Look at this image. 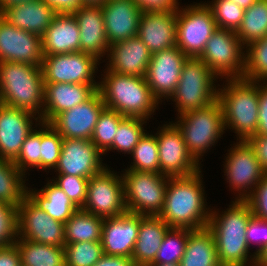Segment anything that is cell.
Here are the masks:
<instances>
[{"mask_svg": "<svg viewBox=\"0 0 267 266\" xmlns=\"http://www.w3.org/2000/svg\"><path fill=\"white\" fill-rule=\"evenodd\" d=\"M105 107L97 91L85 103L57 114L49 124L63 138L91 140L98 117Z\"/></svg>", "mask_w": 267, "mask_h": 266, "instance_id": "cell-19", "label": "cell"}, {"mask_svg": "<svg viewBox=\"0 0 267 266\" xmlns=\"http://www.w3.org/2000/svg\"><path fill=\"white\" fill-rule=\"evenodd\" d=\"M99 61L95 56L83 52L46 55L41 65L44 82L99 84L94 79Z\"/></svg>", "mask_w": 267, "mask_h": 266, "instance_id": "cell-13", "label": "cell"}, {"mask_svg": "<svg viewBox=\"0 0 267 266\" xmlns=\"http://www.w3.org/2000/svg\"><path fill=\"white\" fill-rule=\"evenodd\" d=\"M231 202L222 214L211 209L207 228L213 234L222 266H248L256 263V255L252 253L249 256L250 249L245 237L247 224L253 215L252 209L246 200Z\"/></svg>", "mask_w": 267, "mask_h": 266, "instance_id": "cell-2", "label": "cell"}, {"mask_svg": "<svg viewBox=\"0 0 267 266\" xmlns=\"http://www.w3.org/2000/svg\"><path fill=\"white\" fill-rule=\"evenodd\" d=\"M99 84L45 83L43 118L49 123L57 114L89 100Z\"/></svg>", "mask_w": 267, "mask_h": 266, "instance_id": "cell-26", "label": "cell"}, {"mask_svg": "<svg viewBox=\"0 0 267 266\" xmlns=\"http://www.w3.org/2000/svg\"><path fill=\"white\" fill-rule=\"evenodd\" d=\"M128 212L159 216L165 201L169 176L125 169L121 174Z\"/></svg>", "mask_w": 267, "mask_h": 266, "instance_id": "cell-8", "label": "cell"}, {"mask_svg": "<svg viewBox=\"0 0 267 266\" xmlns=\"http://www.w3.org/2000/svg\"><path fill=\"white\" fill-rule=\"evenodd\" d=\"M246 201L249 203L253 215L267 220V174L264 175Z\"/></svg>", "mask_w": 267, "mask_h": 266, "instance_id": "cell-48", "label": "cell"}, {"mask_svg": "<svg viewBox=\"0 0 267 266\" xmlns=\"http://www.w3.org/2000/svg\"><path fill=\"white\" fill-rule=\"evenodd\" d=\"M140 226V214L125 212L104 218L101 244L103 254L131 258Z\"/></svg>", "mask_w": 267, "mask_h": 266, "instance_id": "cell-21", "label": "cell"}, {"mask_svg": "<svg viewBox=\"0 0 267 266\" xmlns=\"http://www.w3.org/2000/svg\"><path fill=\"white\" fill-rule=\"evenodd\" d=\"M156 135L160 173L169 177L189 176L201 170V165L189 153L178 127L171 121Z\"/></svg>", "mask_w": 267, "mask_h": 266, "instance_id": "cell-14", "label": "cell"}, {"mask_svg": "<svg viewBox=\"0 0 267 266\" xmlns=\"http://www.w3.org/2000/svg\"><path fill=\"white\" fill-rule=\"evenodd\" d=\"M177 116L173 123L180 130L189 153L201 164L204 153L225 133L221 104L217 99L208 106Z\"/></svg>", "mask_w": 267, "mask_h": 266, "instance_id": "cell-6", "label": "cell"}, {"mask_svg": "<svg viewBox=\"0 0 267 266\" xmlns=\"http://www.w3.org/2000/svg\"><path fill=\"white\" fill-rule=\"evenodd\" d=\"M99 82L100 93L106 108L112 109L130 118H142L146 121L154 115L161 104L152 94L145 77L104 71Z\"/></svg>", "mask_w": 267, "mask_h": 266, "instance_id": "cell-3", "label": "cell"}, {"mask_svg": "<svg viewBox=\"0 0 267 266\" xmlns=\"http://www.w3.org/2000/svg\"><path fill=\"white\" fill-rule=\"evenodd\" d=\"M143 11H166L177 9V0H134Z\"/></svg>", "mask_w": 267, "mask_h": 266, "instance_id": "cell-51", "label": "cell"}, {"mask_svg": "<svg viewBox=\"0 0 267 266\" xmlns=\"http://www.w3.org/2000/svg\"><path fill=\"white\" fill-rule=\"evenodd\" d=\"M38 125L41 127V169L46 172L58 164L63 137L49 123Z\"/></svg>", "mask_w": 267, "mask_h": 266, "instance_id": "cell-42", "label": "cell"}, {"mask_svg": "<svg viewBox=\"0 0 267 266\" xmlns=\"http://www.w3.org/2000/svg\"><path fill=\"white\" fill-rule=\"evenodd\" d=\"M103 153L87 139L63 138L57 174L91 178L107 165L103 164Z\"/></svg>", "mask_w": 267, "mask_h": 266, "instance_id": "cell-17", "label": "cell"}, {"mask_svg": "<svg viewBox=\"0 0 267 266\" xmlns=\"http://www.w3.org/2000/svg\"><path fill=\"white\" fill-rule=\"evenodd\" d=\"M193 231L188 228H170L165 234L152 263H180L189 235Z\"/></svg>", "mask_w": 267, "mask_h": 266, "instance_id": "cell-37", "label": "cell"}, {"mask_svg": "<svg viewBox=\"0 0 267 266\" xmlns=\"http://www.w3.org/2000/svg\"><path fill=\"white\" fill-rule=\"evenodd\" d=\"M206 5L212 10L217 28L237 31L244 17V9L230 0H212Z\"/></svg>", "mask_w": 267, "mask_h": 266, "instance_id": "cell-43", "label": "cell"}, {"mask_svg": "<svg viewBox=\"0 0 267 266\" xmlns=\"http://www.w3.org/2000/svg\"><path fill=\"white\" fill-rule=\"evenodd\" d=\"M181 9H180V8ZM217 29L212 10L205 2L177 8L176 46L190 58H198Z\"/></svg>", "mask_w": 267, "mask_h": 266, "instance_id": "cell-10", "label": "cell"}, {"mask_svg": "<svg viewBox=\"0 0 267 266\" xmlns=\"http://www.w3.org/2000/svg\"><path fill=\"white\" fill-rule=\"evenodd\" d=\"M177 9L143 11L137 36L153 54L176 46Z\"/></svg>", "mask_w": 267, "mask_h": 266, "instance_id": "cell-23", "label": "cell"}, {"mask_svg": "<svg viewBox=\"0 0 267 266\" xmlns=\"http://www.w3.org/2000/svg\"><path fill=\"white\" fill-rule=\"evenodd\" d=\"M216 79L218 77L201 59L188 57L183 64L175 92L169 98L176 102L177 114L197 110L216 101Z\"/></svg>", "mask_w": 267, "mask_h": 266, "instance_id": "cell-7", "label": "cell"}, {"mask_svg": "<svg viewBox=\"0 0 267 266\" xmlns=\"http://www.w3.org/2000/svg\"><path fill=\"white\" fill-rule=\"evenodd\" d=\"M247 266V265H246ZM249 266H259L257 263L251 264Z\"/></svg>", "mask_w": 267, "mask_h": 266, "instance_id": "cell-60", "label": "cell"}, {"mask_svg": "<svg viewBox=\"0 0 267 266\" xmlns=\"http://www.w3.org/2000/svg\"><path fill=\"white\" fill-rule=\"evenodd\" d=\"M54 179L51 181L64 191L78 209H82L87 198L89 178L58 174Z\"/></svg>", "mask_w": 267, "mask_h": 266, "instance_id": "cell-45", "label": "cell"}, {"mask_svg": "<svg viewBox=\"0 0 267 266\" xmlns=\"http://www.w3.org/2000/svg\"><path fill=\"white\" fill-rule=\"evenodd\" d=\"M247 141L254 148L263 172L267 174V135H253Z\"/></svg>", "mask_w": 267, "mask_h": 266, "instance_id": "cell-50", "label": "cell"}, {"mask_svg": "<svg viewBox=\"0 0 267 266\" xmlns=\"http://www.w3.org/2000/svg\"><path fill=\"white\" fill-rule=\"evenodd\" d=\"M256 263L259 266H267V245L266 247L256 256Z\"/></svg>", "mask_w": 267, "mask_h": 266, "instance_id": "cell-56", "label": "cell"}, {"mask_svg": "<svg viewBox=\"0 0 267 266\" xmlns=\"http://www.w3.org/2000/svg\"><path fill=\"white\" fill-rule=\"evenodd\" d=\"M45 4L53 8L56 13H73L80 6H82L81 0H41Z\"/></svg>", "mask_w": 267, "mask_h": 266, "instance_id": "cell-53", "label": "cell"}, {"mask_svg": "<svg viewBox=\"0 0 267 266\" xmlns=\"http://www.w3.org/2000/svg\"><path fill=\"white\" fill-rule=\"evenodd\" d=\"M44 58L41 37L12 26L0 15V63L40 66Z\"/></svg>", "mask_w": 267, "mask_h": 266, "instance_id": "cell-18", "label": "cell"}, {"mask_svg": "<svg viewBox=\"0 0 267 266\" xmlns=\"http://www.w3.org/2000/svg\"><path fill=\"white\" fill-rule=\"evenodd\" d=\"M171 227L160 216L140 215V226L132 259L135 266H149Z\"/></svg>", "mask_w": 267, "mask_h": 266, "instance_id": "cell-29", "label": "cell"}, {"mask_svg": "<svg viewBox=\"0 0 267 266\" xmlns=\"http://www.w3.org/2000/svg\"><path fill=\"white\" fill-rule=\"evenodd\" d=\"M45 82L40 66L0 63V103L43 118Z\"/></svg>", "mask_w": 267, "mask_h": 266, "instance_id": "cell-5", "label": "cell"}, {"mask_svg": "<svg viewBox=\"0 0 267 266\" xmlns=\"http://www.w3.org/2000/svg\"><path fill=\"white\" fill-rule=\"evenodd\" d=\"M36 115L0 103V158L14 161L27 135L41 122ZM35 120V127L33 120ZM37 124V125H36Z\"/></svg>", "mask_w": 267, "mask_h": 266, "instance_id": "cell-20", "label": "cell"}, {"mask_svg": "<svg viewBox=\"0 0 267 266\" xmlns=\"http://www.w3.org/2000/svg\"><path fill=\"white\" fill-rule=\"evenodd\" d=\"M94 266H135L132 258L104 254Z\"/></svg>", "mask_w": 267, "mask_h": 266, "instance_id": "cell-54", "label": "cell"}, {"mask_svg": "<svg viewBox=\"0 0 267 266\" xmlns=\"http://www.w3.org/2000/svg\"><path fill=\"white\" fill-rule=\"evenodd\" d=\"M0 266H21V255L16 244L0 247Z\"/></svg>", "mask_w": 267, "mask_h": 266, "instance_id": "cell-52", "label": "cell"}, {"mask_svg": "<svg viewBox=\"0 0 267 266\" xmlns=\"http://www.w3.org/2000/svg\"><path fill=\"white\" fill-rule=\"evenodd\" d=\"M13 163L24 175L31 167L41 169V128L33 129L27 135L21 151Z\"/></svg>", "mask_w": 267, "mask_h": 266, "instance_id": "cell-44", "label": "cell"}, {"mask_svg": "<svg viewBox=\"0 0 267 266\" xmlns=\"http://www.w3.org/2000/svg\"><path fill=\"white\" fill-rule=\"evenodd\" d=\"M41 43L44 56L80 52V31L73 14H56Z\"/></svg>", "mask_w": 267, "mask_h": 266, "instance_id": "cell-27", "label": "cell"}, {"mask_svg": "<svg viewBox=\"0 0 267 266\" xmlns=\"http://www.w3.org/2000/svg\"><path fill=\"white\" fill-rule=\"evenodd\" d=\"M245 237L249 249H252L251 243L256 244L257 248L255 250L256 252L254 251V254L258 256L267 245V220L252 215L247 224Z\"/></svg>", "mask_w": 267, "mask_h": 266, "instance_id": "cell-47", "label": "cell"}, {"mask_svg": "<svg viewBox=\"0 0 267 266\" xmlns=\"http://www.w3.org/2000/svg\"><path fill=\"white\" fill-rule=\"evenodd\" d=\"M56 14V11L43 1L30 0L11 6L0 15L12 26L41 37Z\"/></svg>", "mask_w": 267, "mask_h": 266, "instance_id": "cell-28", "label": "cell"}, {"mask_svg": "<svg viewBox=\"0 0 267 266\" xmlns=\"http://www.w3.org/2000/svg\"><path fill=\"white\" fill-rule=\"evenodd\" d=\"M244 78L267 82V36L245 47Z\"/></svg>", "mask_w": 267, "mask_h": 266, "instance_id": "cell-38", "label": "cell"}, {"mask_svg": "<svg viewBox=\"0 0 267 266\" xmlns=\"http://www.w3.org/2000/svg\"><path fill=\"white\" fill-rule=\"evenodd\" d=\"M149 266H180L179 263H151Z\"/></svg>", "mask_w": 267, "mask_h": 266, "instance_id": "cell-59", "label": "cell"}, {"mask_svg": "<svg viewBox=\"0 0 267 266\" xmlns=\"http://www.w3.org/2000/svg\"><path fill=\"white\" fill-rule=\"evenodd\" d=\"M26 178L13 161L0 158V202L19 207L27 196Z\"/></svg>", "mask_w": 267, "mask_h": 266, "instance_id": "cell-34", "label": "cell"}, {"mask_svg": "<svg viewBox=\"0 0 267 266\" xmlns=\"http://www.w3.org/2000/svg\"><path fill=\"white\" fill-rule=\"evenodd\" d=\"M101 8L109 45L137 36L143 10L134 0H106Z\"/></svg>", "mask_w": 267, "mask_h": 266, "instance_id": "cell-22", "label": "cell"}, {"mask_svg": "<svg viewBox=\"0 0 267 266\" xmlns=\"http://www.w3.org/2000/svg\"><path fill=\"white\" fill-rule=\"evenodd\" d=\"M144 123L146 124L147 121L142 118L125 117L119 124L113 144L103 154L113 149L131 154L146 131L143 127Z\"/></svg>", "mask_w": 267, "mask_h": 266, "instance_id": "cell-39", "label": "cell"}, {"mask_svg": "<svg viewBox=\"0 0 267 266\" xmlns=\"http://www.w3.org/2000/svg\"><path fill=\"white\" fill-rule=\"evenodd\" d=\"M104 218L78 209L64 224L65 243L101 241Z\"/></svg>", "mask_w": 267, "mask_h": 266, "instance_id": "cell-33", "label": "cell"}, {"mask_svg": "<svg viewBox=\"0 0 267 266\" xmlns=\"http://www.w3.org/2000/svg\"><path fill=\"white\" fill-rule=\"evenodd\" d=\"M218 88L226 129L234 130L238 140L247 141L256 134L259 120L258 82L245 78L226 79Z\"/></svg>", "mask_w": 267, "mask_h": 266, "instance_id": "cell-4", "label": "cell"}, {"mask_svg": "<svg viewBox=\"0 0 267 266\" xmlns=\"http://www.w3.org/2000/svg\"><path fill=\"white\" fill-rule=\"evenodd\" d=\"M34 190L27 187V197L50 217L63 224L78 210L64 191L51 180L40 190Z\"/></svg>", "mask_w": 267, "mask_h": 266, "instance_id": "cell-30", "label": "cell"}, {"mask_svg": "<svg viewBox=\"0 0 267 266\" xmlns=\"http://www.w3.org/2000/svg\"><path fill=\"white\" fill-rule=\"evenodd\" d=\"M15 244L22 266H66L64 247L46 245L18 237Z\"/></svg>", "mask_w": 267, "mask_h": 266, "instance_id": "cell-32", "label": "cell"}, {"mask_svg": "<svg viewBox=\"0 0 267 266\" xmlns=\"http://www.w3.org/2000/svg\"><path fill=\"white\" fill-rule=\"evenodd\" d=\"M187 59L177 46L152 54L145 78L153 96L159 102L164 98L169 100L175 92Z\"/></svg>", "mask_w": 267, "mask_h": 266, "instance_id": "cell-16", "label": "cell"}, {"mask_svg": "<svg viewBox=\"0 0 267 266\" xmlns=\"http://www.w3.org/2000/svg\"><path fill=\"white\" fill-rule=\"evenodd\" d=\"M106 0H81L82 5H102Z\"/></svg>", "mask_w": 267, "mask_h": 266, "instance_id": "cell-58", "label": "cell"}, {"mask_svg": "<svg viewBox=\"0 0 267 266\" xmlns=\"http://www.w3.org/2000/svg\"><path fill=\"white\" fill-rule=\"evenodd\" d=\"M201 172L169 177L164 207L159 216L171 228H207L211 209L207 208Z\"/></svg>", "mask_w": 267, "mask_h": 266, "instance_id": "cell-1", "label": "cell"}, {"mask_svg": "<svg viewBox=\"0 0 267 266\" xmlns=\"http://www.w3.org/2000/svg\"><path fill=\"white\" fill-rule=\"evenodd\" d=\"M107 69L120 74L145 77L152 53L138 36L116 42L109 47Z\"/></svg>", "mask_w": 267, "mask_h": 266, "instance_id": "cell-25", "label": "cell"}, {"mask_svg": "<svg viewBox=\"0 0 267 266\" xmlns=\"http://www.w3.org/2000/svg\"><path fill=\"white\" fill-rule=\"evenodd\" d=\"M262 83L258 82L259 120L258 129L255 135H267V82Z\"/></svg>", "mask_w": 267, "mask_h": 266, "instance_id": "cell-49", "label": "cell"}, {"mask_svg": "<svg viewBox=\"0 0 267 266\" xmlns=\"http://www.w3.org/2000/svg\"><path fill=\"white\" fill-rule=\"evenodd\" d=\"M131 156L133 162L128 170L160 173L156 135L149 134L146 131L138 144L133 148Z\"/></svg>", "mask_w": 267, "mask_h": 266, "instance_id": "cell-36", "label": "cell"}, {"mask_svg": "<svg viewBox=\"0 0 267 266\" xmlns=\"http://www.w3.org/2000/svg\"><path fill=\"white\" fill-rule=\"evenodd\" d=\"M236 35L244 46L267 36V0H257L244 11Z\"/></svg>", "mask_w": 267, "mask_h": 266, "instance_id": "cell-35", "label": "cell"}, {"mask_svg": "<svg viewBox=\"0 0 267 266\" xmlns=\"http://www.w3.org/2000/svg\"><path fill=\"white\" fill-rule=\"evenodd\" d=\"M245 46L235 31L217 28L198 57L219 78H244Z\"/></svg>", "mask_w": 267, "mask_h": 266, "instance_id": "cell-9", "label": "cell"}, {"mask_svg": "<svg viewBox=\"0 0 267 266\" xmlns=\"http://www.w3.org/2000/svg\"><path fill=\"white\" fill-rule=\"evenodd\" d=\"M18 236L46 245L65 246L64 224L50 217L27 196L18 207Z\"/></svg>", "mask_w": 267, "mask_h": 266, "instance_id": "cell-15", "label": "cell"}, {"mask_svg": "<svg viewBox=\"0 0 267 266\" xmlns=\"http://www.w3.org/2000/svg\"><path fill=\"white\" fill-rule=\"evenodd\" d=\"M80 31V52L101 60L109 52L101 5H82L73 13Z\"/></svg>", "mask_w": 267, "mask_h": 266, "instance_id": "cell-24", "label": "cell"}, {"mask_svg": "<svg viewBox=\"0 0 267 266\" xmlns=\"http://www.w3.org/2000/svg\"><path fill=\"white\" fill-rule=\"evenodd\" d=\"M234 5H238L244 10L250 8L257 0H230Z\"/></svg>", "mask_w": 267, "mask_h": 266, "instance_id": "cell-57", "label": "cell"}, {"mask_svg": "<svg viewBox=\"0 0 267 266\" xmlns=\"http://www.w3.org/2000/svg\"><path fill=\"white\" fill-rule=\"evenodd\" d=\"M66 266H94L104 255L101 241L65 243Z\"/></svg>", "mask_w": 267, "mask_h": 266, "instance_id": "cell-41", "label": "cell"}, {"mask_svg": "<svg viewBox=\"0 0 267 266\" xmlns=\"http://www.w3.org/2000/svg\"><path fill=\"white\" fill-rule=\"evenodd\" d=\"M225 156L224 176L229 187L239 193L235 200H246L260 183L265 173L248 141H236ZM249 190V191H248Z\"/></svg>", "mask_w": 267, "mask_h": 266, "instance_id": "cell-12", "label": "cell"}, {"mask_svg": "<svg viewBox=\"0 0 267 266\" xmlns=\"http://www.w3.org/2000/svg\"><path fill=\"white\" fill-rule=\"evenodd\" d=\"M30 0H0V14L7 8L28 2Z\"/></svg>", "mask_w": 267, "mask_h": 266, "instance_id": "cell-55", "label": "cell"}, {"mask_svg": "<svg viewBox=\"0 0 267 266\" xmlns=\"http://www.w3.org/2000/svg\"><path fill=\"white\" fill-rule=\"evenodd\" d=\"M124 118L117 111L106 107L100 113L91 141L102 153L113 144L119 124Z\"/></svg>", "mask_w": 267, "mask_h": 266, "instance_id": "cell-40", "label": "cell"}, {"mask_svg": "<svg viewBox=\"0 0 267 266\" xmlns=\"http://www.w3.org/2000/svg\"><path fill=\"white\" fill-rule=\"evenodd\" d=\"M18 237V207L0 202V247L15 244Z\"/></svg>", "mask_w": 267, "mask_h": 266, "instance_id": "cell-46", "label": "cell"}, {"mask_svg": "<svg viewBox=\"0 0 267 266\" xmlns=\"http://www.w3.org/2000/svg\"><path fill=\"white\" fill-rule=\"evenodd\" d=\"M180 266H222L219 262L215 240L208 228L194 230L186 243Z\"/></svg>", "mask_w": 267, "mask_h": 266, "instance_id": "cell-31", "label": "cell"}, {"mask_svg": "<svg viewBox=\"0 0 267 266\" xmlns=\"http://www.w3.org/2000/svg\"><path fill=\"white\" fill-rule=\"evenodd\" d=\"M82 210L103 218L118 217L127 212L122 175L106 166L91 177Z\"/></svg>", "mask_w": 267, "mask_h": 266, "instance_id": "cell-11", "label": "cell"}]
</instances>
